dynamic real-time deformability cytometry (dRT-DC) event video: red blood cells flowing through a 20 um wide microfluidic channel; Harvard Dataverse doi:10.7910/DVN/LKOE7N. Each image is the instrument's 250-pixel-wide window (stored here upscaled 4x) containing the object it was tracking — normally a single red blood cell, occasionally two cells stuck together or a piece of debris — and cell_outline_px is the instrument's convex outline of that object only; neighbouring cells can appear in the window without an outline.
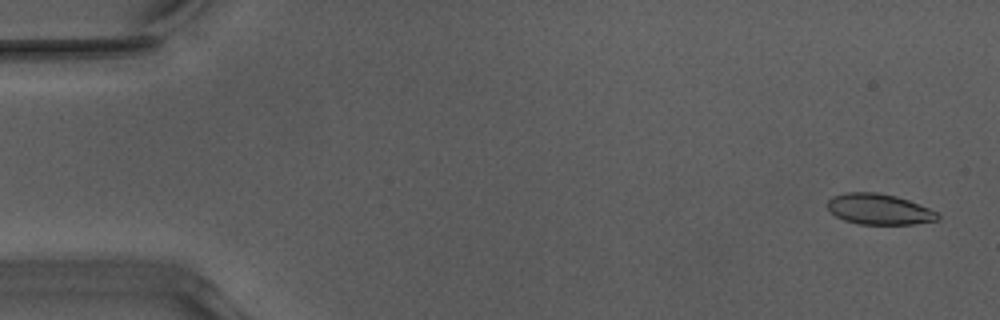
{"species": "Egyptian fruit bat (a non-hibernating species)", "species_latin": "Rousettus aegyptiacus", "temperature_condition": "warm", "stored_images_in_passage": 52, "camera_frame_rate_fps": 3000, "um_per_image_px": 0.085, "animal": {"sex": "male"}, "frame": {"image": 1, "passage_image": 2, "time_ms": 0.333, "image_size_px": [1000, 320], "cell_outline_px": [[940, 216], [936, 220], [912, 224], [860, 224], [844, 220], [828, 212], [828, 200], [832, 196], [844, 192], [876, 192], [896, 196], [908, 200], [928, 208], [936, 212]], "centroid_in_image_um": [74.66, 17.77], "position_along_channel_um": 10.3, "area_um2": 19.65}}
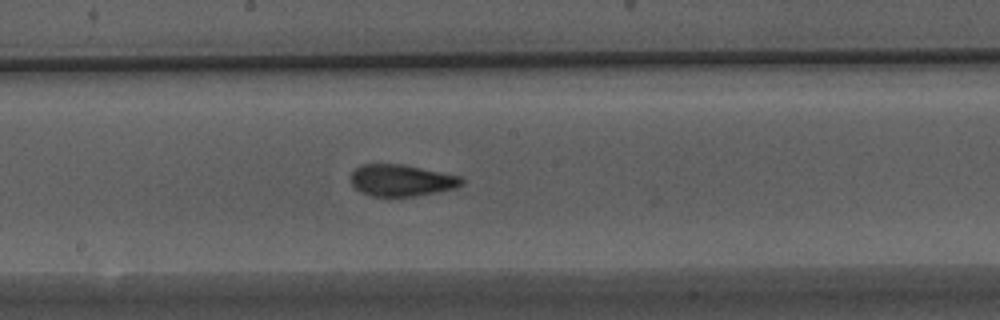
{"frame": {"image": 2, "passage_image": 28, "time_ms": 9.0, "image_size_px": [1000, 320], "cell_outline_px": [[464, 184], [456, 188], [436, 192], [412, 196], [372, 196], [360, 192], [352, 184], [352, 172], [360, 164], [404, 164], [460, 176], [464, 180]], "centroid_in_image_um": [34.14, 15.32], "position_along_channel_um": 214.1, "area_um2": 20.4}}
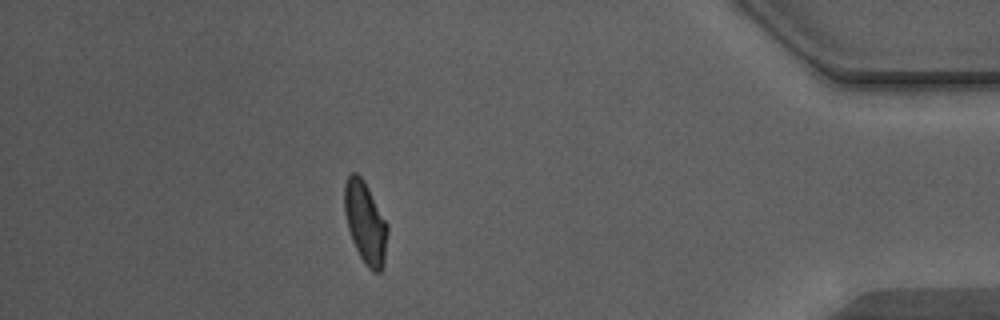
{"frame": {"image": 3, "passage_image": 46, "time_ms": 15.0, "image_size_px": [1000, 320], "cell_outline_px": [[388, 232], [384, 264], [380, 272], [372, 272], [364, 264], [352, 240], [348, 228], [344, 212], [344, 184], [348, 176], [352, 172], [356, 172], [364, 180], [388, 224]], "centroid_in_image_um": [31.06, 18.93], "position_along_channel_um": 404.1, "area_um2": 20.69}, "authors_computed_cell_mechanics": {"area_um2": 20.4612, "velocity_mm_per_s": 3.9649, "shape_relaxation_time_tau1_ms": 3.5068, "shape_relaxation_time_tau2_ms": 1.2352, "deformation_change_tau1": 0.1387, "deformation_change_tau2": 0.0664}}